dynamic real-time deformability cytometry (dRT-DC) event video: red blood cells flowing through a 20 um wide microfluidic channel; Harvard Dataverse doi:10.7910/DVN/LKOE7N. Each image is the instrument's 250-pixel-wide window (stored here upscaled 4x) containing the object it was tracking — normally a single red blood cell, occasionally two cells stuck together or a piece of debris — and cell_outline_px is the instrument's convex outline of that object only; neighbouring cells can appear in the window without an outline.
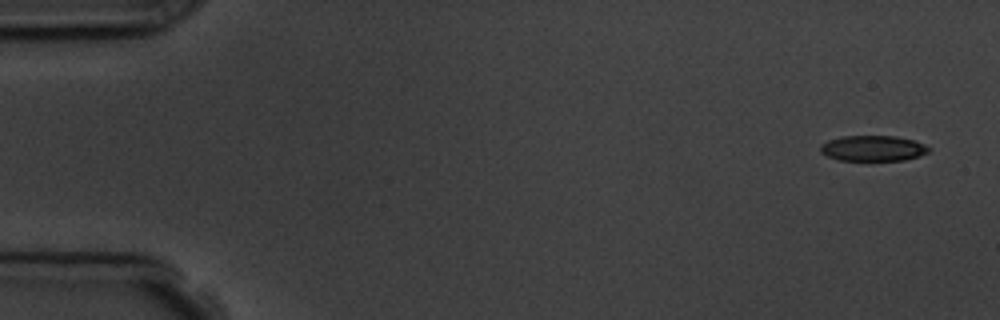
{"species": "common noctule bat (a hibernating species)", "species_latin": "Nyctalus noctula", "temperature_condition": "room temperature", "stored_images_in_passage": 4, "camera_frame_rate_fps": 3000, "um_per_image_px": 0.085, "animal": {"sex": "male", "body_mass_g": 19.5, "forearm_length_mm": 54.6}, "frame": {"image": 1, "passage_image": 1, "time_ms": 0.0, "image_size_px": [1000, 320], "cell_outline_px": [[932, 148], [928, 152], [920, 156], [904, 160], [836, 160], [820, 152], [820, 144], [828, 140], [840, 136], [896, 136], [916, 140]], "centroid_in_image_um": [74.21, 12.6], "position_along_channel_um": 10.8, "area_um2": 16.36}}
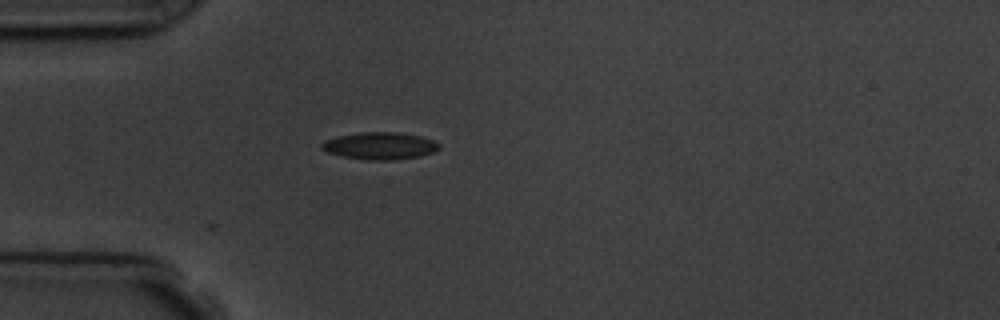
{"frame": {"image": 2, "passage_image": 4, "time_ms": 4.333, "image_size_px": [1000, 320], "cell_outline_px": [[440, 148], [432, 152], [420, 156], [392, 160], [372, 160], [344, 156], [328, 152], [320, 148], [320, 144], [324, 140], [336, 136], [360, 132], [396, 132], [420, 136], [432, 140], [440, 144]], "centroid_in_image_um": [32.27, 12.38], "position_along_channel_um": 52.7, "area_um2": 18.5}}